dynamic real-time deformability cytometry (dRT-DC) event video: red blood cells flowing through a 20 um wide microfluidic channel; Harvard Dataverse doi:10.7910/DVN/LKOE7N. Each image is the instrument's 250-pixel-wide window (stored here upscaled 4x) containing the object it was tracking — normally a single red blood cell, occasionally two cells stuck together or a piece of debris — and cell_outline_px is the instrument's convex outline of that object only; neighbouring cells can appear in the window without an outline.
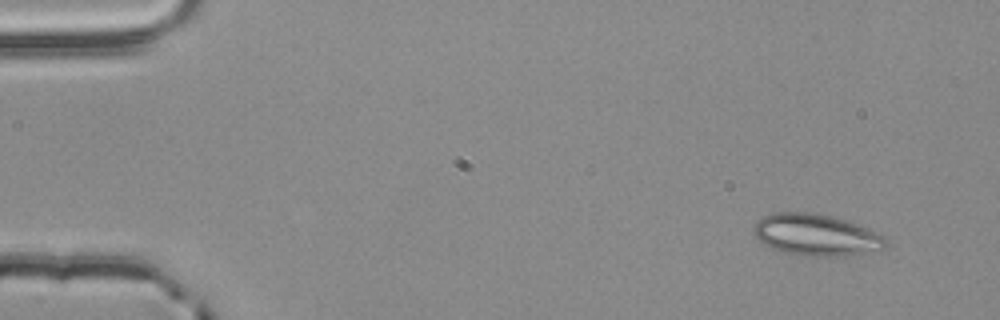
{"species": "common noctule bat (a hibernating species)", "species_latin": "Nyctalus noctula", "temperature_condition": "room temperature", "stored_images_in_passage": 3, "camera_frame_rate_fps": 3000, "um_per_image_px": 0.085, "animal": {"sex": "male", "body_mass_g": 20.4}, "frame": {"image": 1, "passage_image": 1, "time_ms": 0.0, "image_size_px": [1000, 320], "cell_outline_px": [[888, 240], [884, 248], [880, 252], [844, 256], [816, 256], [784, 252], [772, 248], [756, 240], [752, 232], [756, 224], [764, 216], [776, 212], [812, 212], [844, 220], [856, 224], [888, 236]], "centroid_in_image_um": [69.43, 19.98], "position_along_channel_um": 15.6, "area_um2": 32.19}}